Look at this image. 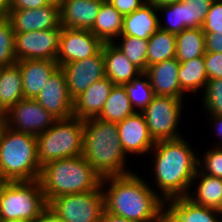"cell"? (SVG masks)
Here are the masks:
<instances>
[{
    "label": "cell",
    "mask_w": 222,
    "mask_h": 222,
    "mask_svg": "<svg viewBox=\"0 0 222 222\" xmlns=\"http://www.w3.org/2000/svg\"><path fill=\"white\" fill-rule=\"evenodd\" d=\"M114 84L108 77L96 81L74 99L73 116L81 120L96 118L107 100Z\"/></svg>",
    "instance_id": "d6986e66"
},
{
    "label": "cell",
    "mask_w": 222,
    "mask_h": 222,
    "mask_svg": "<svg viewBox=\"0 0 222 222\" xmlns=\"http://www.w3.org/2000/svg\"><path fill=\"white\" fill-rule=\"evenodd\" d=\"M15 32L12 25L5 18L0 23V67L15 64L14 54Z\"/></svg>",
    "instance_id": "836d02e7"
},
{
    "label": "cell",
    "mask_w": 222,
    "mask_h": 222,
    "mask_svg": "<svg viewBox=\"0 0 222 222\" xmlns=\"http://www.w3.org/2000/svg\"><path fill=\"white\" fill-rule=\"evenodd\" d=\"M198 158H200L198 159V169L201 172L209 176L222 178V147L212 146L204 153L203 159Z\"/></svg>",
    "instance_id": "d590c367"
},
{
    "label": "cell",
    "mask_w": 222,
    "mask_h": 222,
    "mask_svg": "<svg viewBox=\"0 0 222 222\" xmlns=\"http://www.w3.org/2000/svg\"><path fill=\"white\" fill-rule=\"evenodd\" d=\"M37 222H64L54 211L47 207Z\"/></svg>",
    "instance_id": "ee69618b"
},
{
    "label": "cell",
    "mask_w": 222,
    "mask_h": 222,
    "mask_svg": "<svg viewBox=\"0 0 222 222\" xmlns=\"http://www.w3.org/2000/svg\"><path fill=\"white\" fill-rule=\"evenodd\" d=\"M167 203L187 222H222V212L194 204L187 197H177Z\"/></svg>",
    "instance_id": "f1b7e54d"
},
{
    "label": "cell",
    "mask_w": 222,
    "mask_h": 222,
    "mask_svg": "<svg viewBox=\"0 0 222 222\" xmlns=\"http://www.w3.org/2000/svg\"><path fill=\"white\" fill-rule=\"evenodd\" d=\"M64 222H100L104 210L102 188L58 196L48 203Z\"/></svg>",
    "instance_id": "9c48e42d"
},
{
    "label": "cell",
    "mask_w": 222,
    "mask_h": 222,
    "mask_svg": "<svg viewBox=\"0 0 222 222\" xmlns=\"http://www.w3.org/2000/svg\"><path fill=\"white\" fill-rule=\"evenodd\" d=\"M166 204L167 202L163 206L160 222H187L169 204Z\"/></svg>",
    "instance_id": "7bdbcfd3"
},
{
    "label": "cell",
    "mask_w": 222,
    "mask_h": 222,
    "mask_svg": "<svg viewBox=\"0 0 222 222\" xmlns=\"http://www.w3.org/2000/svg\"><path fill=\"white\" fill-rule=\"evenodd\" d=\"M154 152V153H153ZM183 137L155 142L153 153L155 186L161 198L167 202L177 197H187L198 169V153H194ZM197 155V156H196Z\"/></svg>",
    "instance_id": "7a4b0ae2"
},
{
    "label": "cell",
    "mask_w": 222,
    "mask_h": 222,
    "mask_svg": "<svg viewBox=\"0 0 222 222\" xmlns=\"http://www.w3.org/2000/svg\"><path fill=\"white\" fill-rule=\"evenodd\" d=\"M199 181H196V180ZM197 182V189L189 192L187 198L194 204L213 208L222 212V178L206 175L197 169L192 186Z\"/></svg>",
    "instance_id": "603a6c76"
},
{
    "label": "cell",
    "mask_w": 222,
    "mask_h": 222,
    "mask_svg": "<svg viewBox=\"0 0 222 222\" xmlns=\"http://www.w3.org/2000/svg\"><path fill=\"white\" fill-rule=\"evenodd\" d=\"M118 136L123 151L129 154L145 155L150 153L154 147V140L151 138L147 123L141 112H135L117 123Z\"/></svg>",
    "instance_id": "2e32d148"
},
{
    "label": "cell",
    "mask_w": 222,
    "mask_h": 222,
    "mask_svg": "<svg viewBox=\"0 0 222 222\" xmlns=\"http://www.w3.org/2000/svg\"><path fill=\"white\" fill-rule=\"evenodd\" d=\"M1 122L18 132L38 136L57 120L32 98H23L9 108L0 119Z\"/></svg>",
    "instance_id": "30bf717a"
},
{
    "label": "cell",
    "mask_w": 222,
    "mask_h": 222,
    "mask_svg": "<svg viewBox=\"0 0 222 222\" xmlns=\"http://www.w3.org/2000/svg\"><path fill=\"white\" fill-rule=\"evenodd\" d=\"M147 66L176 58V34L158 29L149 39Z\"/></svg>",
    "instance_id": "f546056e"
},
{
    "label": "cell",
    "mask_w": 222,
    "mask_h": 222,
    "mask_svg": "<svg viewBox=\"0 0 222 222\" xmlns=\"http://www.w3.org/2000/svg\"><path fill=\"white\" fill-rule=\"evenodd\" d=\"M179 84L184 92H201L204 90L208 81L204 56L191 59L189 61L180 62Z\"/></svg>",
    "instance_id": "83f0119b"
},
{
    "label": "cell",
    "mask_w": 222,
    "mask_h": 222,
    "mask_svg": "<svg viewBox=\"0 0 222 222\" xmlns=\"http://www.w3.org/2000/svg\"><path fill=\"white\" fill-rule=\"evenodd\" d=\"M206 52L222 53V33H205Z\"/></svg>",
    "instance_id": "60d3db41"
},
{
    "label": "cell",
    "mask_w": 222,
    "mask_h": 222,
    "mask_svg": "<svg viewBox=\"0 0 222 222\" xmlns=\"http://www.w3.org/2000/svg\"><path fill=\"white\" fill-rule=\"evenodd\" d=\"M41 167L48 162L82 155L84 120L74 116L57 119L45 132L36 136Z\"/></svg>",
    "instance_id": "52a82bcc"
},
{
    "label": "cell",
    "mask_w": 222,
    "mask_h": 222,
    "mask_svg": "<svg viewBox=\"0 0 222 222\" xmlns=\"http://www.w3.org/2000/svg\"><path fill=\"white\" fill-rule=\"evenodd\" d=\"M5 19V17L0 15V23Z\"/></svg>",
    "instance_id": "f907efd6"
},
{
    "label": "cell",
    "mask_w": 222,
    "mask_h": 222,
    "mask_svg": "<svg viewBox=\"0 0 222 222\" xmlns=\"http://www.w3.org/2000/svg\"><path fill=\"white\" fill-rule=\"evenodd\" d=\"M47 207L39 179L0 182V217L3 222H37Z\"/></svg>",
    "instance_id": "8992f818"
},
{
    "label": "cell",
    "mask_w": 222,
    "mask_h": 222,
    "mask_svg": "<svg viewBox=\"0 0 222 222\" xmlns=\"http://www.w3.org/2000/svg\"><path fill=\"white\" fill-rule=\"evenodd\" d=\"M46 5L45 0H11L10 10L37 9Z\"/></svg>",
    "instance_id": "b9f144b4"
},
{
    "label": "cell",
    "mask_w": 222,
    "mask_h": 222,
    "mask_svg": "<svg viewBox=\"0 0 222 222\" xmlns=\"http://www.w3.org/2000/svg\"><path fill=\"white\" fill-rule=\"evenodd\" d=\"M34 99L56 119H67L73 116L74 100L69 94L65 74L60 67L48 78L45 86Z\"/></svg>",
    "instance_id": "5bb4252c"
},
{
    "label": "cell",
    "mask_w": 222,
    "mask_h": 222,
    "mask_svg": "<svg viewBox=\"0 0 222 222\" xmlns=\"http://www.w3.org/2000/svg\"><path fill=\"white\" fill-rule=\"evenodd\" d=\"M104 0H62L60 25L64 28L90 30Z\"/></svg>",
    "instance_id": "ac0fdd59"
},
{
    "label": "cell",
    "mask_w": 222,
    "mask_h": 222,
    "mask_svg": "<svg viewBox=\"0 0 222 222\" xmlns=\"http://www.w3.org/2000/svg\"><path fill=\"white\" fill-rule=\"evenodd\" d=\"M214 0H183L181 2L182 23L186 28H202L206 15Z\"/></svg>",
    "instance_id": "d6a6232c"
},
{
    "label": "cell",
    "mask_w": 222,
    "mask_h": 222,
    "mask_svg": "<svg viewBox=\"0 0 222 222\" xmlns=\"http://www.w3.org/2000/svg\"><path fill=\"white\" fill-rule=\"evenodd\" d=\"M128 98L136 112H142L154 96L148 76L143 72L131 82L125 83Z\"/></svg>",
    "instance_id": "1f68e13d"
},
{
    "label": "cell",
    "mask_w": 222,
    "mask_h": 222,
    "mask_svg": "<svg viewBox=\"0 0 222 222\" xmlns=\"http://www.w3.org/2000/svg\"><path fill=\"white\" fill-rule=\"evenodd\" d=\"M120 38V39H119ZM113 44L142 72L147 69V48L148 40L139 39L136 37L120 35Z\"/></svg>",
    "instance_id": "4dcf8cb0"
},
{
    "label": "cell",
    "mask_w": 222,
    "mask_h": 222,
    "mask_svg": "<svg viewBox=\"0 0 222 222\" xmlns=\"http://www.w3.org/2000/svg\"><path fill=\"white\" fill-rule=\"evenodd\" d=\"M82 157L104 178L132 173L118 136L117 123L99 118L84 120Z\"/></svg>",
    "instance_id": "3957f363"
},
{
    "label": "cell",
    "mask_w": 222,
    "mask_h": 222,
    "mask_svg": "<svg viewBox=\"0 0 222 222\" xmlns=\"http://www.w3.org/2000/svg\"><path fill=\"white\" fill-rule=\"evenodd\" d=\"M24 98L22 76L17 63L0 67V119Z\"/></svg>",
    "instance_id": "cb8c5ba5"
},
{
    "label": "cell",
    "mask_w": 222,
    "mask_h": 222,
    "mask_svg": "<svg viewBox=\"0 0 222 222\" xmlns=\"http://www.w3.org/2000/svg\"><path fill=\"white\" fill-rule=\"evenodd\" d=\"M102 53L104 55L105 76L114 85L129 83L143 73L113 43H104Z\"/></svg>",
    "instance_id": "44dd1931"
},
{
    "label": "cell",
    "mask_w": 222,
    "mask_h": 222,
    "mask_svg": "<svg viewBox=\"0 0 222 222\" xmlns=\"http://www.w3.org/2000/svg\"><path fill=\"white\" fill-rule=\"evenodd\" d=\"M123 29V15L107 0L100 6L91 33L103 43H113L121 35Z\"/></svg>",
    "instance_id": "d4e9b609"
},
{
    "label": "cell",
    "mask_w": 222,
    "mask_h": 222,
    "mask_svg": "<svg viewBox=\"0 0 222 222\" xmlns=\"http://www.w3.org/2000/svg\"><path fill=\"white\" fill-rule=\"evenodd\" d=\"M179 66L180 62L176 58L147 66L144 73L149 78L154 95L184 98L185 92L179 84Z\"/></svg>",
    "instance_id": "e0dca14e"
},
{
    "label": "cell",
    "mask_w": 222,
    "mask_h": 222,
    "mask_svg": "<svg viewBox=\"0 0 222 222\" xmlns=\"http://www.w3.org/2000/svg\"><path fill=\"white\" fill-rule=\"evenodd\" d=\"M157 7L148 1L132 13L123 16L121 35L148 40L159 29Z\"/></svg>",
    "instance_id": "7402d4cb"
},
{
    "label": "cell",
    "mask_w": 222,
    "mask_h": 222,
    "mask_svg": "<svg viewBox=\"0 0 222 222\" xmlns=\"http://www.w3.org/2000/svg\"><path fill=\"white\" fill-rule=\"evenodd\" d=\"M203 94V106L208 114L222 115V79L207 81Z\"/></svg>",
    "instance_id": "e575fe53"
},
{
    "label": "cell",
    "mask_w": 222,
    "mask_h": 222,
    "mask_svg": "<svg viewBox=\"0 0 222 222\" xmlns=\"http://www.w3.org/2000/svg\"><path fill=\"white\" fill-rule=\"evenodd\" d=\"M205 52V33L202 28H187L176 34V59L179 62L204 56Z\"/></svg>",
    "instance_id": "4316f807"
},
{
    "label": "cell",
    "mask_w": 222,
    "mask_h": 222,
    "mask_svg": "<svg viewBox=\"0 0 222 222\" xmlns=\"http://www.w3.org/2000/svg\"><path fill=\"white\" fill-rule=\"evenodd\" d=\"M184 98L154 95L152 101L141 112L154 142L181 138L178 125L183 111Z\"/></svg>",
    "instance_id": "ba28073f"
},
{
    "label": "cell",
    "mask_w": 222,
    "mask_h": 222,
    "mask_svg": "<svg viewBox=\"0 0 222 222\" xmlns=\"http://www.w3.org/2000/svg\"><path fill=\"white\" fill-rule=\"evenodd\" d=\"M11 0H0V15L7 17L10 12Z\"/></svg>",
    "instance_id": "7dc6e473"
},
{
    "label": "cell",
    "mask_w": 222,
    "mask_h": 222,
    "mask_svg": "<svg viewBox=\"0 0 222 222\" xmlns=\"http://www.w3.org/2000/svg\"><path fill=\"white\" fill-rule=\"evenodd\" d=\"M22 76L24 98L34 99L45 86L49 77L60 67L56 61L22 60L16 62Z\"/></svg>",
    "instance_id": "ffe728a7"
},
{
    "label": "cell",
    "mask_w": 222,
    "mask_h": 222,
    "mask_svg": "<svg viewBox=\"0 0 222 222\" xmlns=\"http://www.w3.org/2000/svg\"><path fill=\"white\" fill-rule=\"evenodd\" d=\"M102 180L82 155L46 163L39 178L47 203L58 196L97 190Z\"/></svg>",
    "instance_id": "277c9868"
},
{
    "label": "cell",
    "mask_w": 222,
    "mask_h": 222,
    "mask_svg": "<svg viewBox=\"0 0 222 222\" xmlns=\"http://www.w3.org/2000/svg\"><path fill=\"white\" fill-rule=\"evenodd\" d=\"M135 112L136 110L131 105L124 85H114L100 114L96 118L118 123Z\"/></svg>",
    "instance_id": "484cf974"
},
{
    "label": "cell",
    "mask_w": 222,
    "mask_h": 222,
    "mask_svg": "<svg viewBox=\"0 0 222 222\" xmlns=\"http://www.w3.org/2000/svg\"><path fill=\"white\" fill-rule=\"evenodd\" d=\"M209 118H211L212 123H214V130L216 131V134L222 139V115H213V114H209ZM213 146H216V147H222V142L217 145H213Z\"/></svg>",
    "instance_id": "f6af8a7d"
},
{
    "label": "cell",
    "mask_w": 222,
    "mask_h": 222,
    "mask_svg": "<svg viewBox=\"0 0 222 222\" xmlns=\"http://www.w3.org/2000/svg\"><path fill=\"white\" fill-rule=\"evenodd\" d=\"M60 68L65 74L68 91L73 100L96 81L106 77L102 49L96 55L64 64Z\"/></svg>",
    "instance_id": "4fadbf2b"
},
{
    "label": "cell",
    "mask_w": 222,
    "mask_h": 222,
    "mask_svg": "<svg viewBox=\"0 0 222 222\" xmlns=\"http://www.w3.org/2000/svg\"><path fill=\"white\" fill-rule=\"evenodd\" d=\"M48 4L60 5L62 0H45Z\"/></svg>",
    "instance_id": "681fc988"
},
{
    "label": "cell",
    "mask_w": 222,
    "mask_h": 222,
    "mask_svg": "<svg viewBox=\"0 0 222 222\" xmlns=\"http://www.w3.org/2000/svg\"><path fill=\"white\" fill-rule=\"evenodd\" d=\"M157 11L162 12V14L165 13L164 16H167V24H164L166 26H164L159 19V29L168 31L169 33L173 34L181 33L184 29H187L186 26L182 23L181 2L157 7Z\"/></svg>",
    "instance_id": "8d00e7d4"
},
{
    "label": "cell",
    "mask_w": 222,
    "mask_h": 222,
    "mask_svg": "<svg viewBox=\"0 0 222 222\" xmlns=\"http://www.w3.org/2000/svg\"><path fill=\"white\" fill-rule=\"evenodd\" d=\"M204 62L208 80L222 79V53L205 52Z\"/></svg>",
    "instance_id": "f35d334b"
},
{
    "label": "cell",
    "mask_w": 222,
    "mask_h": 222,
    "mask_svg": "<svg viewBox=\"0 0 222 222\" xmlns=\"http://www.w3.org/2000/svg\"><path fill=\"white\" fill-rule=\"evenodd\" d=\"M123 16H126L140 8L147 0H107Z\"/></svg>",
    "instance_id": "ab89813d"
},
{
    "label": "cell",
    "mask_w": 222,
    "mask_h": 222,
    "mask_svg": "<svg viewBox=\"0 0 222 222\" xmlns=\"http://www.w3.org/2000/svg\"><path fill=\"white\" fill-rule=\"evenodd\" d=\"M202 29L204 33H222V0L213 1Z\"/></svg>",
    "instance_id": "74e56055"
},
{
    "label": "cell",
    "mask_w": 222,
    "mask_h": 222,
    "mask_svg": "<svg viewBox=\"0 0 222 222\" xmlns=\"http://www.w3.org/2000/svg\"><path fill=\"white\" fill-rule=\"evenodd\" d=\"M41 170L36 136L15 131L0 120V182L38 180Z\"/></svg>",
    "instance_id": "5b68a950"
},
{
    "label": "cell",
    "mask_w": 222,
    "mask_h": 222,
    "mask_svg": "<svg viewBox=\"0 0 222 222\" xmlns=\"http://www.w3.org/2000/svg\"><path fill=\"white\" fill-rule=\"evenodd\" d=\"M62 28L15 33L14 54L17 61H56Z\"/></svg>",
    "instance_id": "8fae6325"
},
{
    "label": "cell",
    "mask_w": 222,
    "mask_h": 222,
    "mask_svg": "<svg viewBox=\"0 0 222 222\" xmlns=\"http://www.w3.org/2000/svg\"><path fill=\"white\" fill-rule=\"evenodd\" d=\"M136 174L103 178L104 210L134 222H158L165 201L145 178Z\"/></svg>",
    "instance_id": "6da1fadb"
},
{
    "label": "cell",
    "mask_w": 222,
    "mask_h": 222,
    "mask_svg": "<svg viewBox=\"0 0 222 222\" xmlns=\"http://www.w3.org/2000/svg\"><path fill=\"white\" fill-rule=\"evenodd\" d=\"M103 44L90 30L62 27L56 62L62 66L86 59L96 55L102 49Z\"/></svg>",
    "instance_id": "7c38bea8"
},
{
    "label": "cell",
    "mask_w": 222,
    "mask_h": 222,
    "mask_svg": "<svg viewBox=\"0 0 222 222\" xmlns=\"http://www.w3.org/2000/svg\"><path fill=\"white\" fill-rule=\"evenodd\" d=\"M6 19L15 33L62 28L59 5L48 4L37 9L10 10Z\"/></svg>",
    "instance_id": "9a60e30c"
},
{
    "label": "cell",
    "mask_w": 222,
    "mask_h": 222,
    "mask_svg": "<svg viewBox=\"0 0 222 222\" xmlns=\"http://www.w3.org/2000/svg\"><path fill=\"white\" fill-rule=\"evenodd\" d=\"M100 222H134L103 210Z\"/></svg>",
    "instance_id": "bcb514c9"
},
{
    "label": "cell",
    "mask_w": 222,
    "mask_h": 222,
    "mask_svg": "<svg viewBox=\"0 0 222 222\" xmlns=\"http://www.w3.org/2000/svg\"><path fill=\"white\" fill-rule=\"evenodd\" d=\"M147 1L153 4L155 7H162V6H167L174 3L182 2L183 0H147Z\"/></svg>",
    "instance_id": "c3c4849f"
}]
</instances>
